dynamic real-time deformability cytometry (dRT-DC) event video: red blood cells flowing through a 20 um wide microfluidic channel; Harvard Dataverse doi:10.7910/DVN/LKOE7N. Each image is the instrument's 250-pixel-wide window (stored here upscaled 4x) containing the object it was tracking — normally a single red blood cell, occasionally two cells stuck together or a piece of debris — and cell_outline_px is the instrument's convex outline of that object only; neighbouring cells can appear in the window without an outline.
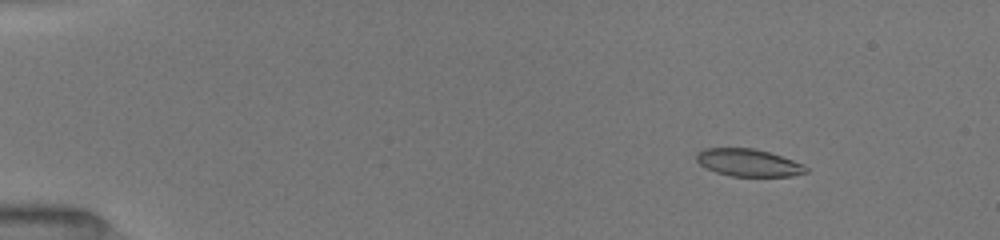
{"species": "common noctule bat (a hibernating species)", "species_latin": "Nyctalus noctula", "temperature_condition": "room temperature", "stored_images_in_passage": 52, "camera_frame_rate_fps": 3000, "um_per_image_px": 0.085, "animal": {"sex": "female", "body_mass_g": 19.5, "forearm_length_mm": 54.1}, "frame": {"image": 1, "passage_image": 7, "time_ms": 2.0, "image_size_px": [1000, 240], "cell_outline_px": [[808, 172], [792, 176], [732, 176], [716, 172], [700, 164], [696, 160], [696, 152], [704, 148], [752, 148], [768, 152], [804, 164], [808, 168]], "centroid_in_image_um": [63.61, 13.82], "position_along_channel_um": 21.4, "area_um2": 17.4}}
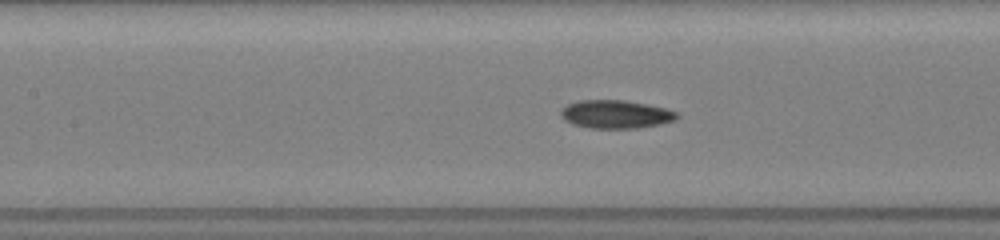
{"frame": {"image": 2, "passage_image": 25, "time_ms": 8.0, "image_size_px": [1000, 240], "cell_outline_px": [[680, 116], [676, 120], [660, 124], [640, 128], [592, 128], [572, 124], [564, 120], [560, 116], [560, 108], [576, 100], [624, 100], [648, 104], [664, 108], [676, 112]], "centroid_in_image_um": [52.31, 9.71], "position_along_channel_um": 155.1, "area_um2": 19.31}}
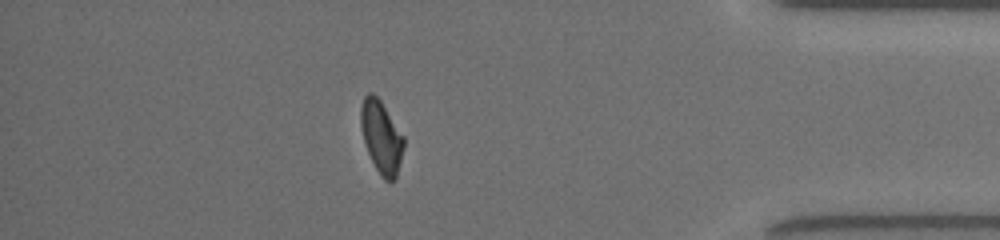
{"frame": {"image": 3, "passage_image": 46, "time_ms": 15.0, "image_size_px": [1000, 240], "cell_outline_px": [[404, 148], [396, 176], [392, 180], [384, 180], [380, 176], [368, 152], [364, 140], [360, 124], [360, 108], [364, 96], [368, 92], [372, 92], [380, 100], [404, 136]], "centroid_in_image_um": [32.41, 11.62], "position_along_channel_um": 402.8, "area_um2": 17.98}, "authors_computed_cell_mechanics": {"area_um2": 18.2648, "velocity_mm_per_s": 4.0032, "shape_relaxation_time_tau1_ms": 4.7816, "shape_relaxation_time_tau2_ms": 3.0934, "deformation_change_tau1": 0.1593, "deformation_change_tau2": 0.0887}}